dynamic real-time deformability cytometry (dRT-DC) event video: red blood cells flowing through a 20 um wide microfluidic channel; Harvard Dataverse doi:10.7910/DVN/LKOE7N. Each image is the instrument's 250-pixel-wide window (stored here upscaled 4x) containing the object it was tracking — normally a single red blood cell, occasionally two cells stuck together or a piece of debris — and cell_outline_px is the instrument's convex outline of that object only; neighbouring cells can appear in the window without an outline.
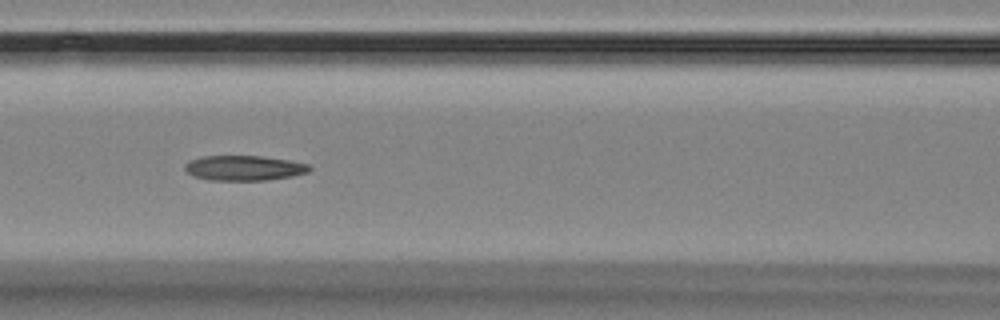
{"species": "Egyptian fruit bat (a non-hibernating species)", "species_latin": "Rousettus aegyptiacus", "temperature_condition": "room temperature", "stored_images_in_passage": 9, "camera_frame_rate_fps": 3000, "um_per_image_px": 0.085, "animal": {"sex": "female"}, "frame": {"image": 1, "passage_image": 6, "time_ms": 6.0, "image_size_px": [1000, 320], "cell_outline_px": [[312, 168], [308, 172], [292, 176], [264, 180], [208, 180], [192, 176], [184, 168], [184, 164], [200, 156], [264, 156], [288, 160], [308, 164]], "centroid_in_image_um": [20.73, 14.28], "position_along_channel_um": 145.9, "area_um2": 18.15}}
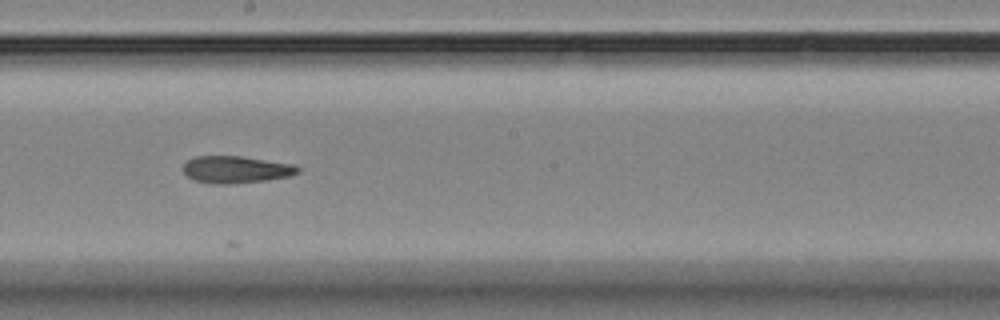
{"frame": {"image": 2, "passage_image": 8, "time_ms": 8.333, "image_size_px": [1000, 320], "cell_outline_px": [[300, 172], [288, 176], [268, 180], [232, 184], [212, 184], [196, 180], [188, 176], [184, 172], [184, 164], [188, 160], [196, 156], [240, 156], [292, 164], [300, 168]], "centroid_in_image_um": [20.07, 14.41], "position_along_channel_um": 228.1, "area_um2": 17.98}}